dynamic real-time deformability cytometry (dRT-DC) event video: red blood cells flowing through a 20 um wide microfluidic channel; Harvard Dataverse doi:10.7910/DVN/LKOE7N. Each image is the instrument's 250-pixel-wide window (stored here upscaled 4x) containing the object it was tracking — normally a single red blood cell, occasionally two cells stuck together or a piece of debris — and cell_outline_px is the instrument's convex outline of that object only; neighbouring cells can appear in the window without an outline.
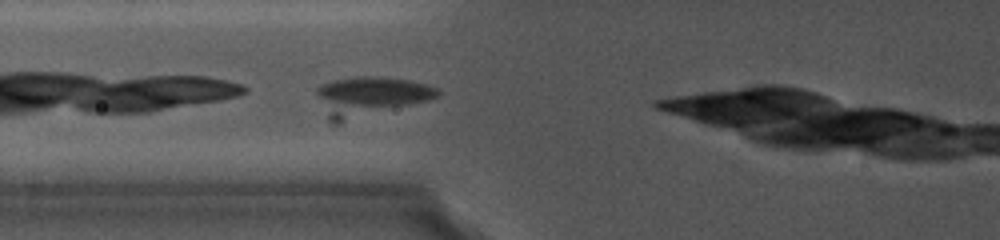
{"species": "common noctule bat (a hibernating species)", "species_latin": "Nyctalus noctula", "temperature_condition": "cold", "stored_images_in_passage": 47, "camera_frame_rate_fps": 5000, "um_per_image_px": 0.085, "animal": {"sex": "female", "body_mass_g": 19.0, "forearm_length_mm": 56.7}, "frame": {"image": 1, "passage_image": 12, "time_ms": 2.6, "image_size_px": [1000, 240], "cell_outline_px": [[440, 96], [428, 100], [340, 124], [332, 124], [328, 120], [316, 92], [316, 88], [320, 84], [332, 80], [356, 76], [372, 76], [408, 80], [428, 84], [440, 88]], "centroid_in_image_um": [31.44, 8.2], "position_along_channel_um": 94.4, "area_um2": 28.09}}
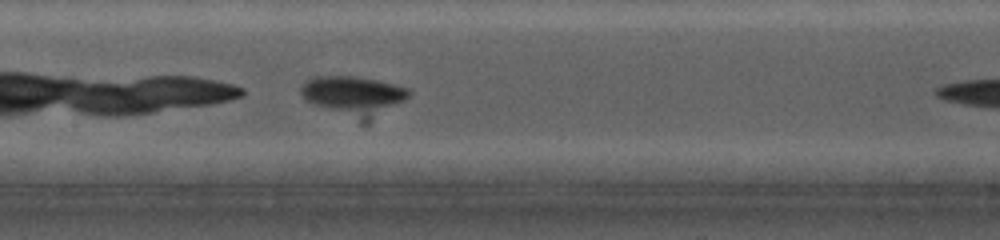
{"frame": {"image": 2, "passage_image": 20, "time_ms": 4.8, "image_size_px": [1000, 240], "cell_outline_px": [[412, 92], [404, 100], [368, 124], [360, 124], [312, 104], [300, 92], [300, 88], [308, 80], [316, 76], [352, 76], [376, 80], [412, 88]], "centroid_in_image_um": [30.11, 8.2], "position_along_channel_um": 177.3, "area_um2": 25.37}}
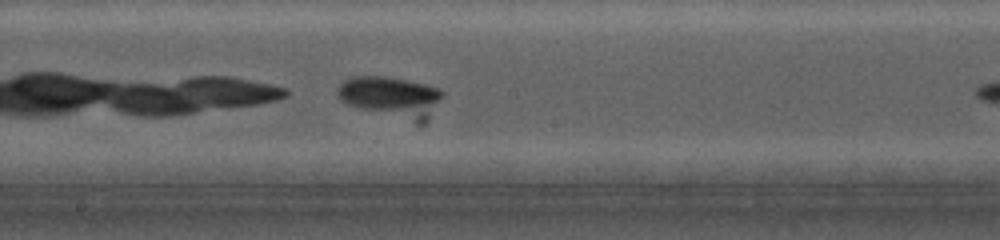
{"frame": {"image": 3, "passage_image": 25, "time_ms": 5.8, "image_size_px": [1000, 240], "cell_outline_px": [[444, 96], [428, 120], [424, 124], [416, 124], [348, 104], [340, 100], [336, 92], [336, 88], [348, 76], [384, 76], [408, 80], [440, 88], [444, 92]], "centroid_in_image_um": [33.28, 8.24], "position_along_channel_um": 214.9, "area_um2": 25.43}}